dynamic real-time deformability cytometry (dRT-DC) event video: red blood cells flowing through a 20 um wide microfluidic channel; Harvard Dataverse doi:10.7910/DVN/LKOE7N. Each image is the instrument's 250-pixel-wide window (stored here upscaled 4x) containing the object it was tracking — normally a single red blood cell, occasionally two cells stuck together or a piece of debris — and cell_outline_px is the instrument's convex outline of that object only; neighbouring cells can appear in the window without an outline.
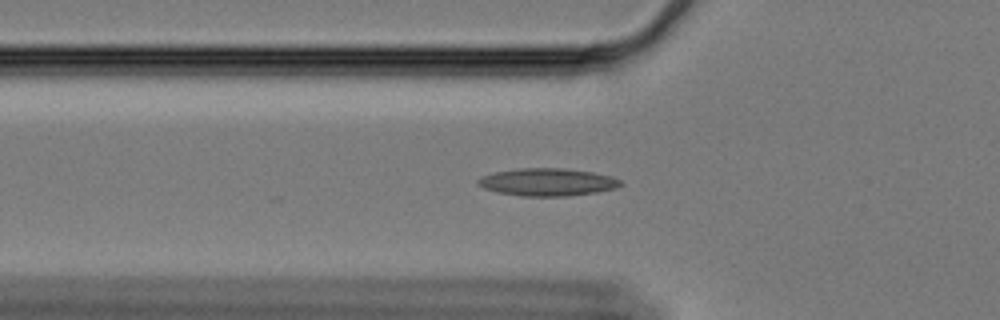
{"species": "Egyptian fruit bat (a non-hibernating species)", "species_latin": "Rousettus aegyptiacus", "temperature_condition": "cold", "stored_images_in_passage": 41, "camera_frame_rate_fps": 3000, "um_per_image_px": 0.085, "animal": {"sex": "female"}, "frame": {"image": 1, "passage_image": 2, "time_ms": 0.333, "image_size_px": [1000, 320], "cell_outline_px": [[624, 184], [616, 188], [596, 192], [568, 196], [520, 196], [496, 192], [484, 188], [476, 184], [476, 180], [480, 176], [496, 172], [520, 168], [564, 168], [592, 172], [612, 176], [620, 180]], "centroid_in_image_um": [46.52, 15.48], "position_along_channel_um": 79.3, "area_um2": 23.06}}
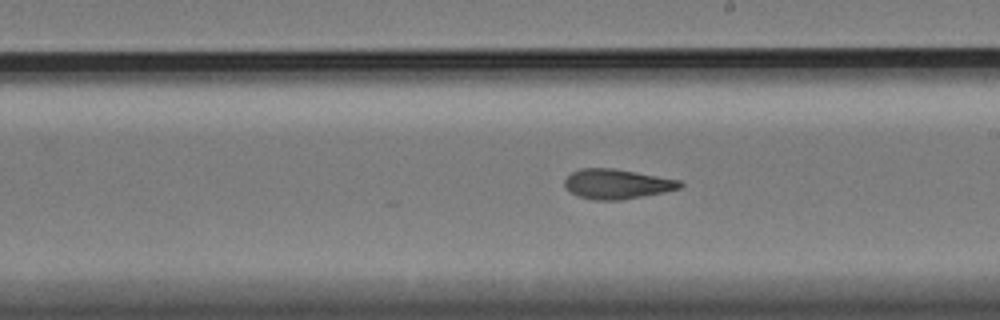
{"frame": {"image": 2, "passage_image": 16, "time_ms": 5.0, "image_size_px": [1000, 320], "cell_outline_px": [[684, 184], [680, 188], [664, 192], [624, 200], [592, 200], [580, 196], [564, 188], [564, 180], [572, 172], [580, 168], [612, 168], [680, 180]], "centroid_in_image_um": [52.43, 15.64], "position_along_channel_um": 236.6, "area_um2": 20.0}}
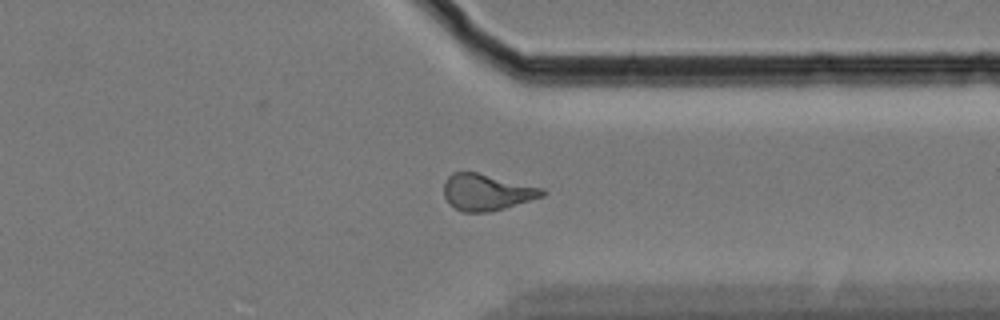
{"frame": {"image": 3, "passage_image": 28, "time_ms": 9.0, "image_size_px": [1000, 320], "cell_outline_px": [[548, 192], [544, 196], [504, 208], [488, 212], [464, 212], [448, 204], [444, 196], [444, 180], [452, 172], [476, 172], [544, 188]], "centroid_in_image_um": [41.36, 16.33], "position_along_channel_um": 370.0, "area_um2": 20.92}, "authors_computed_cell_mechanics": {"area_um2": 20.1144, "velocity_mm_per_s": 3.3453, "shape_relaxation_time_tau1_ms": null, "shape_relaxation_time_tau2_ms": 3.2556, "deformation_change_tau1": null, "deformation_change_tau2": 0.1096}}